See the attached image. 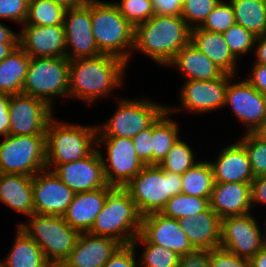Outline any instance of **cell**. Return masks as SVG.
Segmentation results:
<instances>
[{"instance_id":"22","label":"cell","mask_w":266,"mask_h":267,"mask_svg":"<svg viewBox=\"0 0 266 267\" xmlns=\"http://www.w3.org/2000/svg\"><path fill=\"white\" fill-rule=\"evenodd\" d=\"M211 163L215 182L252 183L255 179L245 147L237 140L219 150Z\"/></svg>"},{"instance_id":"3","label":"cell","mask_w":266,"mask_h":267,"mask_svg":"<svg viewBox=\"0 0 266 267\" xmlns=\"http://www.w3.org/2000/svg\"><path fill=\"white\" fill-rule=\"evenodd\" d=\"M97 148V126L58 121L54 116L46 127V169L83 159Z\"/></svg>"},{"instance_id":"21","label":"cell","mask_w":266,"mask_h":267,"mask_svg":"<svg viewBox=\"0 0 266 267\" xmlns=\"http://www.w3.org/2000/svg\"><path fill=\"white\" fill-rule=\"evenodd\" d=\"M122 244L114 238L81 232L64 267H103Z\"/></svg>"},{"instance_id":"13","label":"cell","mask_w":266,"mask_h":267,"mask_svg":"<svg viewBox=\"0 0 266 267\" xmlns=\"http://www.w3.org/2000/svg\"><path fill=\"white\" fill-rule=\"evenodd\" d=\"M253 215L250 212L221 218L220 247L247 259L260 251L266 245V230L261 231Z\"/></svg>"},{"instance_id":"51","label":"cell","mask_w":266,"mask_h":267,"mask_svg":"<svg viewBox=\"0 0 266 267\" xmlns=\"http://www.w3.org/2000/svg\"><path fill=\"white\" fill-rule=\"evenodd\" d=\"M10 95L0 93V137L9 135L10 113H9Z\"/></svg>"},{"instance_id":"24","label":"cell","mask_w":266,"mask_h":267,"mask_svg":"<svg viewBox=\"0 0 266 267\" xmlns=\"http://www.w3.org/2000/svg\"><path fill=\"white\" fill-rule=\"evenodd\" d=\"M209 203L220 218L250 213L251 183L215 182Z\"/></svg>"},{"instance_id":"38","label":"cell","mask_w":266,"mask_h":267,"mask_svg":"<svg viewBox=\"0 0 266 267\" xmlns=\"http://www.w3.org/2000/svg\"><path fill=\"white\" fill-rule=\"evenodd\" d=\"M223 34L232 55L240 61L241 56H246L254 51L257 36L239 24L229 27Z\"/></svg>"},{"instance_id":"20","label":"cell","mask_w":266,"mask_h":267,"mask_svg":"<svg viewBox=\"0 0 266 267\" xmlns=\"http://www.w3.org/2000/svg\"><path fill=\"white\" fill-rule=\"evenodd\" d=\"M21 27L19 46L31 58L66 57L64 25Z\"/></svg>"},{"instance_id":"23","label":"cell","mask_w":266,"mask_h":267,"mask_svg":"<svg viewBox=\"0 0 266 267\" xmlns=\"http://www.w3.org/2000/svg\"><path fill=\"white\" fill-rule=\"evenodd\" d=\"M113 188L107 185L94 191L75 193L72 202L63 214L65 222L80 233L89 232L104 206L108 193Z\"/></svg>"},{"instance_id":"29","label":"cell","mask_w":266,"mask_h":267,"mask_svg":"<svg viewBox=\"0 0 266 267\" xmlns=\"http://www.w3.org/2000/svg\"><path fill=\"white\" fill-rule=\"evenodd\" d=\"M15 240L8 255L0 260V267H52L40 246L16 226Z\"/></svg>"},{"instance_id":"18","label":"cell","mask_w":266,"mask_h":267,"mask_svg":"<svg viewBox=\"0 0 266 267\" xmlns=\"http://www.w3.org/2000/svg\"><path fill=\"white\" fill-rule=\"evenodd\" d=\"M53 171L74 193L94 191L107 186L98 148L83 159L59 164Z\"/></svg>"},{"instance_id":"16","label":"cell","mask_w":266,"mask_h":267,"mask_svg":"<svg viewBox=\"0 0 266 267\" xmlns=\"http://www.w3.org/2000/svg\"><path fill=\"white\" fill-rule=\"evenodd\" d=\"M63 25L67 59L74 60L102 54L92 32L90 2L85 6L66 9Z\"/></svg>"},{"instance_id":"12","label":"cell","mask_w":266,"mask_h":267,"mask_svg":"<svg viewBox=\"0 0 266 267\" xmlns=\"http://www.w3.org/2000/svg\"><path fill=\"white\" fill-rule=\"evenodd\" d=\"M236 76L223 73L219 78L207 81L188 80L180 88V107L167 106L172 115L177 111L187 110L190 113L203 114L224 108L226 90L229 81Z\"/></svg>"},{"instance_id":"10","label":"cell","mask_w":266,"mask_h":267,"mask_svg":"<svg viewBox=\"0 0 266 267\" xmlns=\"http://www.w3.org/2000/svg\"><path fill=\"white\" fill-rule=\"evenodd\" d=\"M46 169V135H8L0 141V173L34 176Z\"/></svg>"},{"instance_id":"1","label":"cell","mask_w":266,"mask_h":267,"mask_svg":"<svg viewBox=\"0 0 266 267\" xmlns=\"http://www.w3.org/2000/svg\"><path fill=\"white\" fill-rule=\"evenodd\" d=\"M127 65L109 54L70 60L69 99L79 98L91 106L99 98L109 97L124 85Z\"/></svg>"},{"instance_id":"26","label":"cell","mask_w":266,"mask_h":267,"mask_svg":"<svg viewBox=\"0 0 266 267\" xmlns=\"http://www.w3.org/2000/svg\"><path fill=\"white\" fill-rule=\"evenodd\" d=\"M32 178L29 175L0 173V203L26 217L34 214Z\"/></svg>"},{"instance_id":"41","label":"cell","mask_w":266,"mask_h":267,"mask_svg":"<svg viewBox=\"0 0 266 267\" xmlns=\"http://www.w3.org/2000/svg\"><path fill=\"white\" fill-rule=\"evenodd\" d=\"M112 2L134 28L155 15L151 0H120Z\"/></svg>"},{"instance_id":"7","label":"cell","mask_w":266,"mask_h":267,"mask_svg":"<svg viewBox=\"0 0 266 267\" xmlns=\"http://www.w3.org/2000/svg\"><path fill=\"white\" fill-rule=\"evenodd\" d=\"M27 222L17 224L42 249L53 266L63 264L75 247L80 232L71 228L63 216L32 214Z\"/></svg>"},{"instance_id":"50","label":"cell","mask_w":266,"mask_h":267,"mask_svg":"<svg viewBox=\"0 0 266 267\" xmlns=\"http://www.w3.org/2000/svg\"><path fill=\"white\" fill-rule=\"evenodd\" d=\"M266 205V175L255 177L251 183V204L252 207Z\"/></svg>"},{"instance_id":"52","label":"cell","mask_w":266,"mask_h":267,"mask_svg":"<svg viewBox=\"0 0 266 267\" xmlns=\"http://www.w3.org/2000/svg\"><path fill=\"white\" fill-rule=\"evenodd\" d=\"M254 63L266 65V35L256 38L254 51Z\"/></svg>"},{"instance_id":"57","label":"cell","mask_w":266,"mask_h":267,"mask_svg":"<svg viewBox=\"0 0 266 267\" xmlns=\"http://www.w3.org/2000/svg\"><path fill=\"white\" fill-rule=\"evenodd\" d=\"M253 133L260 140L266 142V120Z\"/></svg>"},{"instance_id":"47","label":"cell","mask_w":266,"mask_h":267,"mask_svg":"<svg viewBox=\"0 0 266 267\" xmlns=\"http://www.w3.org/2000/svg\"><path fill=\"white\" fill-rule=\"evenodd\" d=\"M210 250L195 249L180 256L178 267H211L209 261Z\"/></svg>"},{"instance_id":"33","label":"cell","mask_w":266,"mask_h":267,"mask_svg":"<svg viewBox=\"0 0 266 267\" xmlns=\"http://www.w3.org/2000/svg\"><path fill=\"white\" fill-rule=\"evenodd\" d=\"M181 193L210 200L215 180L211 163L199 161L181 175Z\"/></svg>"},{"instance_id":"46","label":"cell","mask_w":266,"mask_h":267,"mask_svg":"<svg viewBox=\"0 0 266 267\" xmlns=\"http://www.w3.org/2000/svg\"><path fill=\"white\" fill-rule=\"evenodd\" d=\"M153 123L132 138L134 149L145 165H152Z\"/></svg>"},{"instance_id":"30","label":"cell","mask_w":266,"mask_h":267,"mask_svg":"<svg viewBox=\"0 0 266 267\" xmlns=\"http://www.w3.org/2000/svg\"><path fill=\"white\" fill-rule=\"evenodd\" d=\"M31 57L18 46L0 62V93L22 94Z\"/></svg>"},{"instance_id":"6","label":"cell","mask_w":266,"mask_h":267,"mask_svg":"<svg viewBox=\"0 0 266 267\" xmlns=\"http://www.w3.org/2000/svg\"><path fill=\"white\" fill-rule=\"evenodd\" d=\"M124 189L141 216L161 212L171 197L181 193V175L159 165H145Z\"/></svg>"},{"instance_id":"4","label":"cell","mask_w":266,"mask_h":267,"mask_svg":"<svg viewBox=\"0 0 266 267\" xmlns=\"http://www.w3.org/2000/svg\"><path fill=\"white\" fill-rule=\"evenodd\" d=\"M92 32L102 54L129 62L134 47V27L112 1H90Z\"/></svg>"},{"instance_id":"36","label":"cell","mask_w":266,"mask_h":267,"mask_svg":"<svg viewBox=\"0 0 266 267\" xmlns=\"http://www.w3.org/2000/svg\"><path fill=\"white\" fill-rule=\"evenodd\" d=\"M210 207L208 198H200L196 196H189L184 193H179L171 197L165 207L161 210L164 216L181 219L183 217H191L206 211Z\"/></svg>"},{"instance_id":"55","label":"cell","mask_w":266,"mask_h":267,"mask_svg":"<svg viewBox=\"0 0 266 267\" xmlns=\"http://www.w3.org/2000/svg\"><path fill=\"white\" fill-rule=\"evenodd\" d=\"M51 1L58 3L68 9V8L85 6L87 3L93 0H51Z\"/></svg>"},{"instance_id":"56","label":"cell","mask_w":266,"mask_h":267,"mask_svg":"<svg viewBox=\"0 0 266 267\" xmlns=\"http://www.w3.org/2000/svg\"><path fill=\"white\" fill-rule=\"evenodd\" d=\"M18 46L19 43H0V62Z\"/></svg>"},{"instance_id":"9","label":"cell","mask_w":266,"mask_h":267,"mask_svg":"<svg viewBox=\"0 0 266 267\" xmlns=\"http://www.w3.org/2000/svg\"><path fill=\"white\" fill-rule=\"evenodd\" d=\"M113 116L97 125V137L133 138L148 128L166 109L167 105L148 98H119Z\"/></svg>"},{"instance_id":"39","label":"cell","mask_w":266,"mask_h":267,"mask_svg":"<svg viewBox=\"0 0 266 267\" xmlns=\"http://www.w3.org/2000/svg\"><path fill=\"white\" fill-rule=\"evenodd\" d=\"M238 141L245 147L254 176L266 175V142L253 132L243 133Z\"/></svg>"},{"instance_id":"37","label":"cell","mask_w":266,"mask_h":267,"mask_svg":"<svg viewBox=\"0 0 266 267\" xmlns=\"http://www.w3.org/2000/svg\"><path fill=\"white\" fill-rule=\"evenodd\" d=\"M179 138L167 153V156L161 161L159 166L172 173L182 175L185 171L195 166L199 161L193 152V149Z\"/></svg>"},{"instance_id":"8","label":"cell","mask_w":266,"mask_h":267,"mask_svg":"<svg viewBox=\"0 0 266 267\" xmlns=\"http://www.w3.org/2000/svg\"><path fill=\"white\" fill-rule=\"evenodd\" d=\"M69 65L66 57L31 58L22 94L38 98L54 110L55 98L69 99Z\"/></svg>"},{"instance_id":"35","label":"cell","mask_w":266,"mask_h":267,"mask_svg":"<svg viewBox=\"0 0 266 267\" xmlns=\"http://www.w3.org/2000/svg\"><path fill=\"white\" fill-rule=\"evenodd\" d=\"M143 244L141 255L137 256L138 267H178L180 256L158 244L148 243L140 234L132 241ZM140 260V261H139Z\"/></svg>"},{"instance_id":"40","label":"cell","mask_w":266,"mask_h":267,"mask_svg":"<svg viewBox=\"0 0 266 267\" xmlns=\"http://www.w3.org/2000/svg\"><path fill=\"white\" fill-rule=\"evenodd\" d=\"M235 23L234 10L230 1L220 0L200 28L213 33H224Z\"/></svg>"},{"instance_id":"44","label":"cell","mask_w":266,"mask_h":267,"mask_svg":"<svg viewBox=\"0 0 266 267\" xmlns=\"http://www.w3.org/2000/svg\"><path fill=\"white\" fill-rule=\"evenodd\" d=\"M209 261L211 267H250L249 259L221 247L210 250Z\"/></svg>"},{"instance_id":"25","label":"cell","mask_w":266,"mask_h":267,"mask_svg":"<svg viewBox=\"0 0 266 267\" xmlns=\"http://www.w3.org/2000/svg\"><path fill=\"white\" fill-rule=\"evenodd\" d=\"M179 222L195 249L220 247L221 218L210 207L197 215L183 217Z\"/></svg>"},{"instance_id":"14","label":"cell","mask_w":266,"mask_h":267,"mask_svg":"<svg viewBox=\"0 0 266 267\" xmlns=\"http://www.w3.org/2000/svg\"><path fill=\"white\" fill-rule=\"evenodd\" d=\"M9 135H46L48 121L56 114L44 101L32 96L10 95Z\"/></svg>"},{"instance_id":"43","label":"cell","mask_w":266,"mask_h":267,"mask_svg":"<svg viewBox=\"0 0 266 267\" xmlns=\"http://www.w3.org/2000/svg\"><path fill=\"white\" fill-rule=\"evenodd\" d=\"M29 0H0V19L14 21L21 26L28 12Z\"/></svg>"},{"instance_id":"27","label":"cell","mask_w":266,"mask_h":267,"mask_svg":"<svg viewBox=\"0 0 266 267\" xmlns=\"http://www.w3.org/2000/svg\"><path fill=\"white\" fill-rule=\"evenodd\" d=\"M190 42L224 73L236 75L239 67L237 59L232 55L222 33H213L195 27L191 29Z\"/></svg>"},{"instance_id":"17","label":"cell","mask_w":266,"mask_h":267,"mask_svg":"<svg viewBox=\"0 0 266 267\" xmlns=\"http://www.w3.org/2000/svg\"><path fill=\"white\" fill-rule=\"evenodd\" d=\"M35 214L63 216L75 193L49 169L36 173L32 178Z\"/></svg>"},{"instance_id":"19","label":"cell","mask_w":266,"mask_h":267,"mask_svg":"<svg viewBox=\"0 0 266 267\" xmlns=\"http://www.w3.org/2000/svg\"><path fill=\"white\" fill-rule=\"evenodd\" d=\"M140 235L148 243L161 245L179 256L195 250L179 220L164 216L160 212L141 217Z\"/></svg>"},{"instance_id":"15","label":"cell","mask_w":266,"mask_h":267,"mask_svg":"<svg viewBox=\"0 0 266 267\" xmlns=\"http://www.w3.org/2000/svg\"><path fill=\"white\" fill-rule=\"evenodd\" d=\"M232 78L226 90L225 105L246 127L244 133L254 132L266 120V95L258 92L247 80L234 82Z\"/></svg>"},{"instance_id":"31","label":"cell","mask_w":266,"mask_h":267,"mask_svg":"<svg viewBox=\"0 0 266 267\" xmlns=\"http://www.w3.org/2000/svg\"><path fill=\"white\" fill-rule=\"evenodd\" d=\"M166 109L153 122L152 165H159L180 138V128Z\"/></svg>"},{"instance_id":"45","label":"cell","mask_w":266,"mask_h":267,"mask_svg":"<svg viewBox=\"0 0 266 267\" xmlns=\"http://www.w3.org/2000/svg\"><path fill=\"white\" fill-rule=\"evenodd\" d=\"M137 243L121 245L103 267H138Z\"/></svg>"},{"instance_id":"2","label":"cell","mask_w":266,"mask_h":267,"mask_svg":"<svg viewBox=\"0 0 266 267\" xmlns=\"http://www.w3.org/2000/svg\"><path fill=\"white\" fill-rule=\"evenodd\" d=\"M190 39L191 28L181 16L154 15L134 28L133 52L166 67Z\"/></svg>"},{"instance_id":"28","label":"cell","mask_w":266,"mask_h":267,"mask_svg":"<svg viewBox=\"0 0 266 267\" xmlns=\"http://www.w3.org/2000/svg\"><path fill=\"white\" fill-rule=\"evenodd\" d=\"M179 69L181 75L188 80H213L224 72L220 70L204 53L191 42L186 44L166 66Z\"/></svg>"},{"instance_id":"11","label":"cell","mask_w":266,"mask_h":267,"mask_svg":"<svg viewBox=\"0 0 266 267\" xmlns=\"http://www.w3.org/2000/svg\"><path fill=\"white\" fill-rule=\"evenodd\" d=\"M103 144L107 154L100 151L99 147ZM97 146L109 186L124 188L145 166L139 159L131 138L97 137Z\"/></svg>"},{"instance_id":"49","label":"cell","mask_w":266,"mask_h":267,"mask_svg":"<svg viewBox=\"0 0 266 267\" xmlns=\"http://www.w3.org/2000/svg\"><path fill=\"white\" fill-rule=\"evenodd\" d=\"M250 76L246 77L247 80L258 92L266 95V65L252 64Z\"/></svg>"},{"instance_id":"42","label":"cell","mask_w":266,"mask_h":267,"mask_svg":"<svg viewBox=\"0 0 266 267\" xmlns=\"http://www.w3.org/2000/svg\"><path fill=\"white\" fill-rule=\"evenodd\" d=\"M220 0H183L181 17L192 29L200 27Z\"/></svg>"},{"instance_id":"54","label":"cell","mask_w":266,"mask_h":267,"mask_svg":"<svg viewBox=\"0 0 266 267\" xmlns=\"http://www.w3.org/2000/svg\"><path fill=\"white\" fill-rule=\"evenodd\" d=\"M250 267H266V245L249 259Z\"/></svg>"},{"instance_id":"32","label":"cell","mask_w":266,"mask_h":267,"mask_svg":"<svg viewBox=\"0 0 266 267\" xmlns=\"http://www.w3.org/2000/svg\"><path fill=\"white\" fill-rule=\"evenodd\" d=\"M236 24L243 26L255 36L266 35V11L264 0H229Z\"/></svg>"},{"instance_id":"34","label":"cell","mask_w":266,"mask_h":267,"mask_svg":"<svg viewBox=\"0 0 266 267\" xmlns=\"http://www.w3.org/2000/svg\"><path fill=\"white\" fill-rule=\"evenodd\" d=\"M66 7L51 0H29L24 24L35 26L63 25Z\"/></svg>"},{"instance_id":"53","label":"cell","mask_w":266,"mask_h":267,"mask_svg":"<svg viewBox=\"0 0 266 267\" xmlns=\"http://www.w3.org/2000/svg\"><path fill=\"white\" fill-rule=\"evenodd\" d=\"M0 43H19V32H14L0 22Z\"/></svg>"},{"instance_id":"48","label":"cell","mask_w":266,"mask_h":267,"mask_svg":"<svg viewBox=\"0 0 266 267\" xmlns=\"http://www.w3.org/2000/svg\"><path fill=\"white\" fill-rule=\"evenodd\" d=\"M155 15L181 16L183 0H151Z\"/></svg>"},{"instance_id":"58","label":"cell","mask_w":266,"mask_h":267,"mask_svg":"<svg viewBox=\"0 0 266 267\" xmlns=\"http://www.w3.org/2000/svg\"><path fill=\"white\" fill-rule=\"evenodd\" d=\"M52 267H64L62 264L59 265H53Z\"/></svg>"},{"instance_id":"5","label":"cell","mask_w":266,"mask_h":267,"mask_svg":"<svg viewBox=\"0 0 266 267\" xmlns=\"http://www.w3.org/2000/svg\"><path fill=\"white\" fill-rule=\"evenodd\" d=\"M141 217L129 193L114 187L89 233L114 238L122 245L131 244L140 234Z\"/></svg>"}]
</instances>
